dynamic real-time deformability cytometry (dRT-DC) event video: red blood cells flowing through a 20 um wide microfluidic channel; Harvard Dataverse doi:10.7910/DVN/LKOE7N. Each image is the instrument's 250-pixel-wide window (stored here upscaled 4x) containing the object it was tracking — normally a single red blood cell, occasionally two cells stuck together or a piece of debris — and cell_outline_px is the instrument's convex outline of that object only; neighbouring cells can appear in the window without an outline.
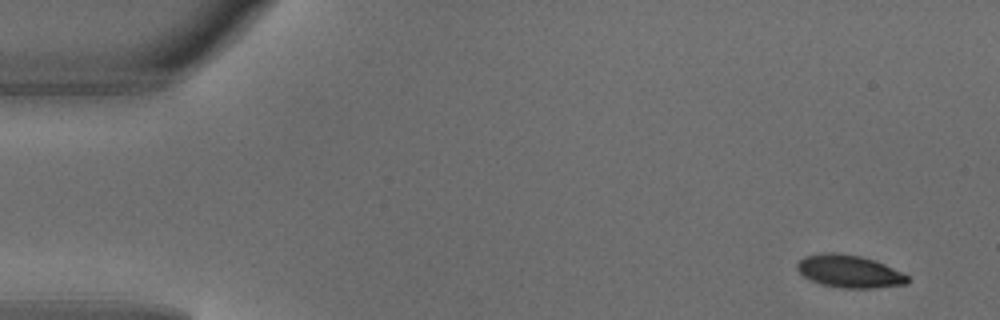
{"species": "common noctule bat (a hibernating species)", "species_latin": "Nyctalus noctula", "temperature_condition": "warm", "stored_images_in_passage": 4, "camera_frame_rate_fps": 3000, "um_per_image_px": 0.085, "animal": {"sex": "male", "body_mass_g": 18.8}, "frame": {"image": 1, "passage_image": 1, "time_ms": 0.0, "image_size_px": [1000, 320], "cell_outline_px": [[908, 284], [876, 288], [840, 288], [820, 284], [804, 276], [796, 268], [796, 264], [804, 256], [820, 252], [836, 252], [860, 256], [884, 264], [908, 276]], "centroid_in_image_um": [72.16, 23.06], "position_along_channel_um": 12.8, "area_um2": 20.98}}
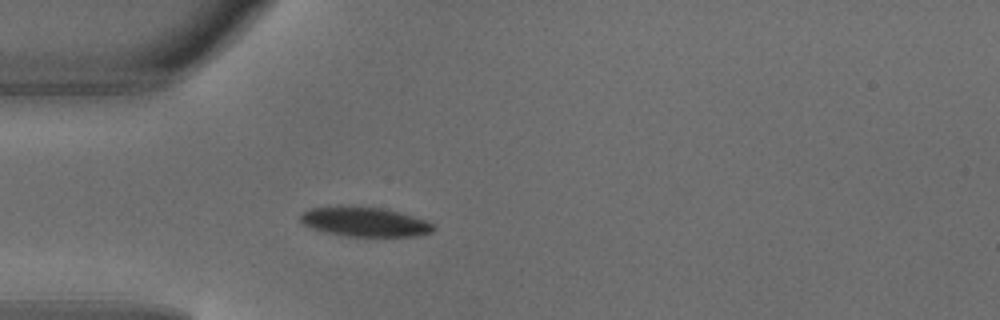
{"frame": {"image": 2, "passage_image": 4, "time_ms": 1.0, "image_size_px": [1000, 320], "cell_outline_px": [[436, 228], [432, 232], [416, 236], [344, 236], [324, 232], [312, 228], [304, 224], [300, 220], [300, 212], [308, 208], [336, 204], [352, 204], [380, 208], [400, 212], [424, 220], [432, 224]], "centroid_in_image_um": [30.91, 18.82], "position_along_channel_um": 54.1, "area_um2": 23.47}}